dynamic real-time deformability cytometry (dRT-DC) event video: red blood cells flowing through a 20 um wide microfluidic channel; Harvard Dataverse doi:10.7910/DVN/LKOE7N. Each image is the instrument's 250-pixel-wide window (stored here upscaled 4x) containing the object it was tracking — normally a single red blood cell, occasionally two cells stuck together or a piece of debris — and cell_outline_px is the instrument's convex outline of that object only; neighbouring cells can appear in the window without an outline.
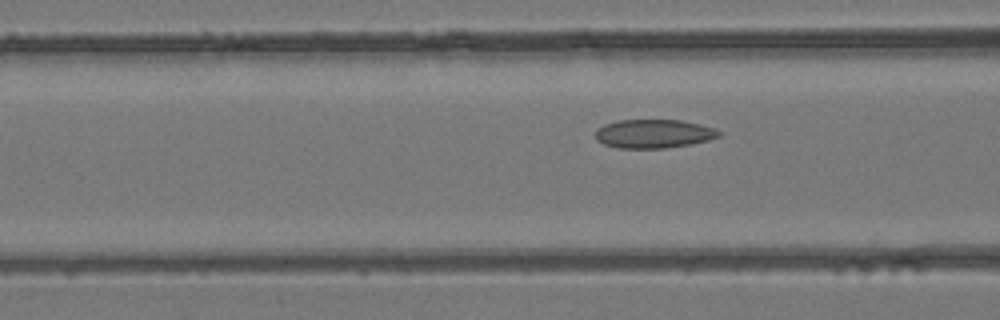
{"species": "common noctule bat (a hibernating species)", "species_latin": "Nyctalus noctula", "temperature_condition": "room temperature", "stored_images_in_passage": 7, "camera_frame_rate_fps": 3000, "um_per_image_px": 0.085, "animal": {"sex": "female", "body_mass_g": 24.6, "forearm_length_mm": 56.2}, "frame": {"image": 1, "passage_image": 7, "time_ms": 7.667, "image_size_px": [1000, 320], "cell_outline_px": [[724, 132], [720, 136], [708, 140], [692, 144], [664, 148], [616, 148], [604, 144], [596, 140], [596, 128], [604, 124], [616, 120], [680, 120], [700, 124]], "centroid_in_image_um": [55.55, 11.36], "position_along_channel_um": 111.0, "area_um2": 20.81}}